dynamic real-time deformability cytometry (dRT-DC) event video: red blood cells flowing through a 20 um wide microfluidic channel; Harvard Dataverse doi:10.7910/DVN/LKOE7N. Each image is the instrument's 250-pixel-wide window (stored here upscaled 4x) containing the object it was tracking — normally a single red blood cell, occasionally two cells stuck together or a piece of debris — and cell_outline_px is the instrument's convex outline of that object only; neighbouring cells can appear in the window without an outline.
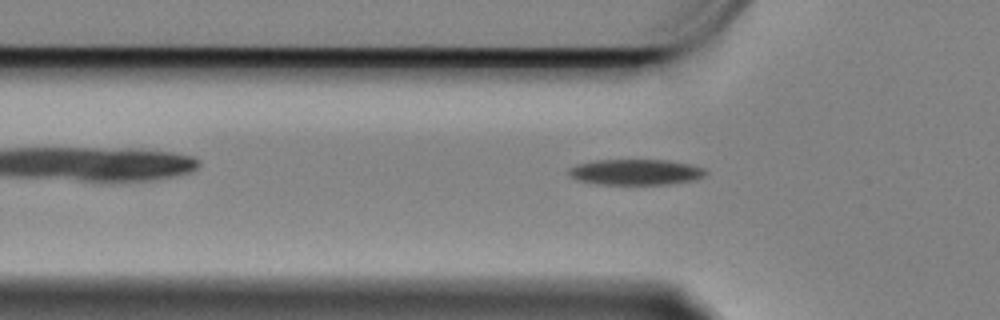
{"species": "Egyptian fruit bat (a non-hibernating species)", "species_latin": "Rousettus aegyptiacus", "temperature_condition": "cold", "stored_images_in_passage": 38, "camera_frame_rate_fps": 3000, "um_per_image_px": 0.085, "animal": {"sex": "female"}, "frame": {"image": 1, "passage_image": 8, "time_ms": 2.333, "image_size_px": [1000, 320], "cell_outline_px": [[708, 172], [704, 176], [696, 180], [668, 184], [596, 184], [576, 180], [568, 172], [568, 168], [576, 164], [596, 160], [668, 160], [688, 164], [704, 168]], "centroid_in_image_um": [54.03, 14.63], "position_along_channel_um": 71.8, "area_um2": 20.58}}
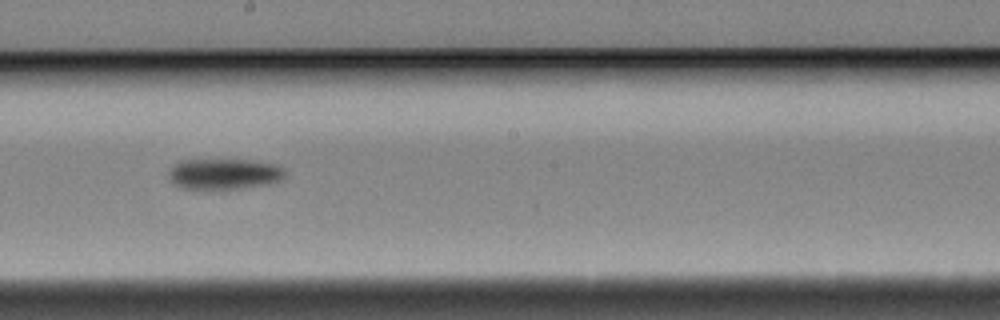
{"frame": {"image": 2, "passage_image": 22, "time_ms": 7.0, "image_size_px": [1000, 320], "cell_outline_px": [[288, 172], [280, 180], [268, 184], [240, 188], [180, 188], [172, 184], [168, 176], [168, 172], [176, 164], [184, 160], [248, 160], [276, 164], [284, 168]], "centroid_in_image_um": [19.07, 14.78], "position_along_channel_um": 229.1, "area_um2": 20.69}}
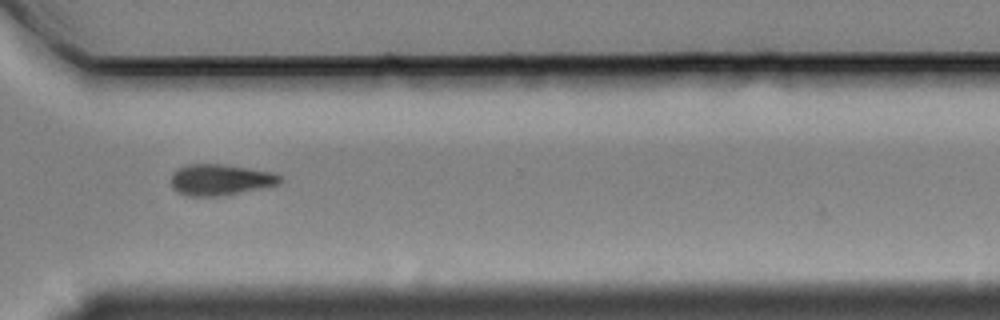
{"frame": {"image": 3, "passage_image": 33, "time_ms": 10.667, "image_size_px": [1000, 320], "cell_outline_px": [[280, 184], [216, 196], [188, 196], [172, 188], [172, 172], [188, 164], [220, 164], [272, 172], [280, 176]], "centroid_in_image_um": [18.69, 15.27], "position_along_channel_um": 351.9, "area_um2": 19.19}, "authors_computed_cell_mechanics": {"area_um2": 20.3745, "velocity_mm_per_s": 3.3503, "shape_relaxation_time_tau1_ms": 2.6938, "shape_relaxation_time_tau2_ms": null, "deformation_change_tau1": 0.119, "deformation_change_tau2": null}}